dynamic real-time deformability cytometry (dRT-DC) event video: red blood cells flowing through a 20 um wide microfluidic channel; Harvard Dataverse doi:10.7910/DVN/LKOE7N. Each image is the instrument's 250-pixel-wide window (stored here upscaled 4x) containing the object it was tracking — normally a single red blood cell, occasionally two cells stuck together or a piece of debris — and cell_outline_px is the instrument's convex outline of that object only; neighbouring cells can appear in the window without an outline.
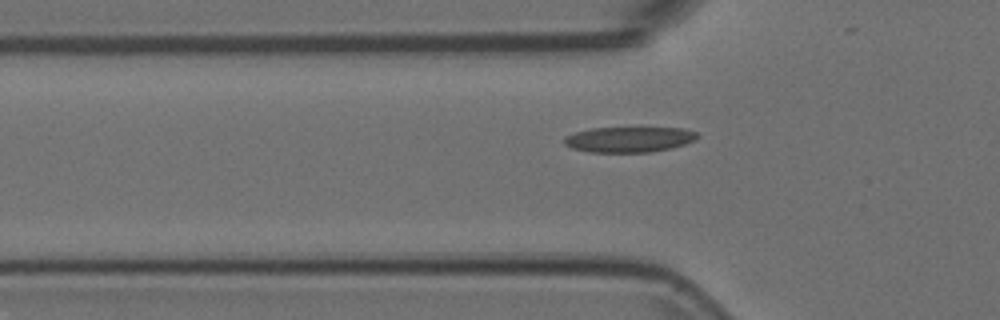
{"species": "Egyptian fruit bat (a non-hibernating species)", "species_latin": "Rousettus aegyptiacus", "temperature_condition": "room temperature", "stored_images_in_passage": 49, "camera_frame_rate_fps": 3000, "um_per_image_px": 0.085, "animal": {"sex": "female"}, "frame": {"image": 1, "passage_image": 18, "time_ms": 5.667, "image_size_px": [1000, 320], "cell_outline_px": [[700, 136], [696, 140], [672, 148], [652, 152], [588, 152], [572, 148], [564, 144], [564, 136], [576, 132], [592, 128], [684, 128], [696, 132]], "centroid_in_image_um": [53.49, 11.85], "position_along_channel_um": 72.3, "area_um2": 19.83}}
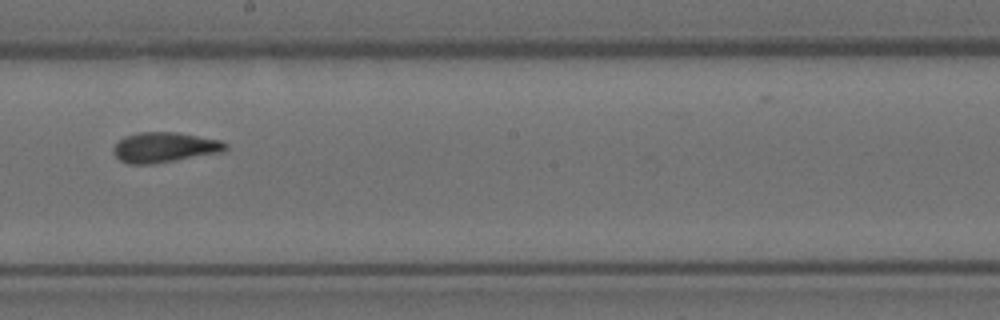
{"frame": {"image": 2, "passage_image": 31, "time_ms": 10.0, "image_size_px": [1000, 320], "cell_outline_px": [[228, 148], [224, 152], [152, 164], [128, 164], [120, 160], [112, 152], [112, 148], [124, 136], [140, 132], [176, 132], [220, 140], [228, 144]], "centroid_in_image_um": [13.99, 12.53], "position_along_channel_um": 234.2, "area_um2": 19.77}}
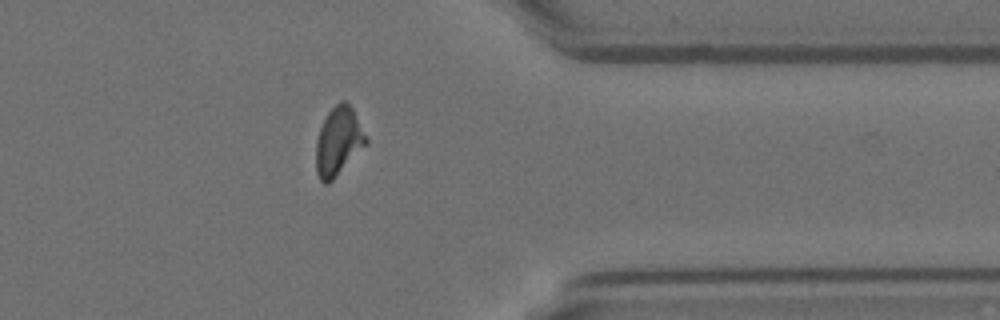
{"frame": {"image": 3, "passage_image": 44, "time_ms": 14.333, "image_size_px": [1000, 320], "cell_outline_px": [[368, 144], [328, 184], [324, 184], [320, 180], [316, 172], [316, 140], [320, 128], [328, 112], [340, 100], [344, 100], [352, 108], [368, 140]], "centroid_in_image_um": [28.76, 12.03], "position_along_channel_um": 382.6, "area_um2": 19.83}}